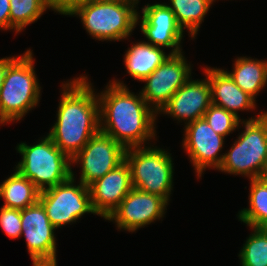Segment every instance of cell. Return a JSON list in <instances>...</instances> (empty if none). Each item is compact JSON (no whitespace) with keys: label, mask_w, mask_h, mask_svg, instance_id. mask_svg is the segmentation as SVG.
Segmentation results:
<instances>
[{"label":"cell","mask_w":267,"mask_h":266,"mask_svg":"<svg viewBox=\"0 0 267 266\" xmlns=\"http://www.w3.org/2000/svg\"><path fill=\"white\" fill-rule=\"evenodd\" d=\"M21 227L33 266H57L56 228L39 200L21 210Z\"/></svg>","instance_id":"9"},{"label":"cell","mask_w":267,"mask_h":266,"mask_svg":"<svg viewBox=\"0 0 267 266\" xmlns=\"http://www.w3.org/2000/svg\"><path fill=\"white\" fill-rule=\"evenodd\" d=\"M16 57H6L0 59V90L3 85L4 76L7 70V66L15 59Z\"/></svg>","instance_id":"29"},{"label":"cell","mask_w":267,"mask_h":266,"mask_svg":"<svg viewBox=\"0 0 267 266\" xmlns=\"http://www.w3.org/2000/svg\"><path fill=\"white\" fill-rule=\"evenodd\" d=\"M171 154L160 148L147 146L128 148L125 160L131 171L132 186L156 194L169 202L173 189V161Z\"/></svg>","instance_id":"6"},{"label":"cell","mask_w":267,"mask_h":266,"mask_svg":"<svg viewBox=\"0 0 267 266\" xmlns=\"http://www.w3.org/2000/svg\"><path fill=\"white\" fill-rule=\"evenodd\" d=\"M241 124L245 130L224 154L219 171L242 174L249 179L261 178L267 165V112L241 120Z\"/></svg>","instance_id":"4"},{"label":"cell","mask_w":267,"mask_h":266,"mask_svg":"<svg viewBox=\"0 0 267 266\" xmlns=\"http://www.w3.org/2000/svg\"><path fill=\"white\" fill-rule=\"evenodd\" d=\"M205 76L209 78L212 104L232 112L236 117L238 110L256 108L255 100L242 91L224 69L204 68Z\"/></svg>","instance_id":"17"},{"label":"cell","mask_w":267,"mask_h":266,"mask_svg":"<svg viewBox=\"0 0 267 266\" xmlns=\"http://www.w3.org/2000/svg\"><path fill=\"white\" fill-rule=\"evenodd\" d=\"M101 2H117V3H125V4H134L138 5L139 0H96Z\"/></svg>","instance_id":"30"},{"label":"cell","mask_w":267,"mask_h":266,"mask_svg":"<svg viewBox=\"0 0 267 266\" xmlns=\"http://www.w3.org/2000/svg\"><path fill=\"white\" fill-rule=\"evenodd\" d=\"M49 8L62 15L71 16L79 7L89 0H46Z\"/></svg>","instance_id":"27"},{"label":"cell","mask_w":267,"mask_h":266,"mask_svg":"<svg viewBox=\"0 0 267 266\" xmlns=\"http://www.w3.org/2000/svg\"><path fill=\"white\" fill-rule=\"evenodd\" d=\"M75 176L65 182L41 191L39 201L46 210L51 224L57 229L76 222L86 213L96 214L91 203L89 186L74 183Z\"/></svg>","instance_id":"8"},{"label":"cell","mask_w":267,"mask_h":266,"mask_svg":"<svg viewBox=\"0 0 267 266\" xmlns=\"http://www.w3.org/2000/svg\"><path fill=\"white\" fill-rule=\"evenodd\" d=\"M126 149L111 136L99 131L71 159L81 165L80 182L89 186L125 160Z\"/></svg>","instance_id":"11"},{"label":"cell","mask_w":267,"mask_h":266,"mask_svg":"<svg viewBox=\"0 0 267 266\" xmlns=\"http://www.w3.org/2000/svg\"><path fill=\"white\" fill-rule=\"evenodd\" d=\"M169 56L161 47L140 41L128 48L124 55V64L127 73L142 82Z\"/></svg>","instance_id":"18"},{"label":"cell","mask_w":267,"mask_h":266,"mask_svg":"<svg viewBox=\"0 0 267 266\" xmlns=\"http://www.w3.org/2000/svg\"><path fill=\"white\" fill-rule=\"evenodd\" d=\"M244 246L240 250L239 258L242 266H267V235L259 228L253 227Z\"/></svg>","instance_id":"24"},{"label":"cell","mask_w":267,"mask_h":266,"mask_svg":"<svg viewBox=\"0 0 267 266\" xmlns=\"http://www.w3.org/2000/svg\"><path fill=\"white\" fill-rule=\"evenodd\" d=\"M191 76V65L183 53L170 54L143 82L141 96L147 104L158 114L168 103L174 93L183 86ZM153 106H152V105Z\"/></svg>","instance_id":"10"},{"label":"cell","mask_w":267,"mask_h":266,"mask_svg":"<svg viewBox=\"0 0 267 266\" xmlns=\"http://www.w3.org/2000/svg\"><path fill=\"white\" fill-rule=\"evenodd\" d=\"M213 2L214 0H170V5L167 6L174 13L182 30L186 28L191 37L195 38Z\"/></svg>","instance_id":"21"},{"label":"cell","mask_w":267,"mask_h":266,"mask_svg":"<svg viewBox=\"0 0 267 266\" xmlns=\"http://www.w3.org/2000/svg\"><path fill=\"white\" fill-rule=\"evenodd\" d=\"M137 5L89 0L71 16L81 17L86 31L99 41H120L131 35L137 25Z\"/></svg>","instance_id":"7"},{"label":"cell","mask_w":267,"mask_h":266,"mask_svg":"<svg viewBox=\"0 0 267 266\" xmlns=\"http://www.w3.org/2000/svg\"><path fill=\"white\" fill-rule=\"evenodd\" d=\"M16 149L22 160L15 169L28 178L40 192L71 177V159L48 135L32 146L22 142Z\"/></svg>","instance_id":"5"},{"label":"cell","mask_w":267,"mask_h":266,"mask_svg":"<svg viewBox=\"0 0 267 266\" xmlns=\"http://www.w3.org/2000/svg\"><path fill=\"white\" fill-rule=\"evenodd\" d=\"M40 191L18 170L0 184V197L5 203L2 207L23 210L39 200Z\"/></svg>","instance_id":"20"},{"label":"cell","mask_w":267,"mask_h":266,"mask_svg":"<svg viewBox=\"0 0 267 266\" xmlns=\"http://www.w3.org/2000/svg\"><path fill=\"white\" fill-rule=\"evenodd\" d=\"M0 227L10 239L20 238L22 234L21 210L1 207Z\"/></svg>","instance_id":"26"},{"label":"cell","mask_w":267,"mask_h":266,"mask_svg":"<svg viewBox=\"0 0 267 266\" xmlns=\"http://www.w3.org/2000/svg\"><path fill=\"white\" fill-rule=\"evenodd\" d=\"M33 61L29 48L7 66L0 90V124L21 120L39 103L41 87Z\"/></svg>","instance_id":"3"},{"label":"cell","mask_w":267,"mask_h":266,"mask_svg":"<svg viewBox=\"0 0 267 266\" xmlns=\"http://www.w3.org/2000/svg\"><path fill=\"white\" fill-rule=\"evenodd\" d=\"M10 29L21 32L27 25L37 21L50 9L46 0H9Z\"/></svg>","instance_id":"23"},{"label":"cell","mask_w":267,"mask_h":266,"mask_svg":"<svg viewBox=\"0 0 267 266\" xmlns=\"http://www.w3.org/2000/svg\"><path fill=\"white\" fill-rule=\"evenodd\" d=\"M166 205L163 197L133 187L106 220L115 221L120 230L134 232L162 218Z\"/></svg>","instance_id":"12"},{"label":"cell","mask_w":267,"mask_h":266,"mask_svg":"<svg viewBox=\"0 0 267 266\" xmlns=\"http://www.w3.org/2000/svg\"><path fill=\"white\" fill-rule=\"evenodd\" d=\"M10 1L0 0V28L10 30Z\"/></svg>","instance_id":"28"},{"label":"cell","mask_w":267,"mask_h":266,"mask_svg":"<svg viewBox=\"0 0 267 266\" xmlns=\"http://www.w3.org/2000/svg\"><path fill=\"white\" fill-rule=\"evenodd\" d=\"M233 72H227L234 83L254 100L267 84V61L247 57L235 60Z\"/></svg>","instance_id":"19"},{"label":"cell","mask_w":267,"mask_h":266,"mask_svg":"<svg viewBox=\"0 0 267 266\" xmlns=\"http://www.w3.org/2000/svg\"><path fill=\"white\" fill-rule=\"evenodd\" d=\"M212 104L209 78L202 81L191 78L181 86L161 109L176 120L186 121L185 124L203 118Z\"/></svg>","instance_id":"16"},{"label":"cell","mask_w":267,"mask_h":266,"mask_svg":"<svg viewBox=\"0 0 267 266\" xmlns=\"http://www.w3.org/2000/svg\"><path fill=\"white\" fill-rule=\"evenodd\" d=\"M185 125L182 145L188 153L197 176L200 178L207 167L218 170L224 158V155L219 156V153L223 148L225 137L215 133L204 118Z\"/></svg>","instance_id":"13"},{"label":"cell","mask_w":267,"mask_h":266,"mask_svg":"<svg viewBox=\"0 0 267 266\" xmlns=\"http://www.w3.org/2000/svg\"><path fill=\"white\" fill-rule=\"evenodd\" d=\"M141 31L146 36L149 44L157 47L172 48L170 54L182 52L181 40L183 30L178 25L172 10L166 3H149L142 8Z\"/></svg>","instance_id":"14"},{"label":"cell","mask_w":267,"mask_h":266,"mask_svg":"<svg viewBox=\"0 0 267 266\" xmlns=\"http://www.w3.org/2000/svg\"><path fill=\"white\" fill-rule=\"evenodd\" d=\"M203 118L215 133L223 137L229 135L232 131H235L242 120L236 117L232 112L214 104H211L206 110Z\"/></svg>","instance_id":"25"},{"label":"cell","mask_w":267,"mask_h":266,"mask_svg":"<svg viewBox=\"0 0 267 266\" xmlns=\"http://www.w3.org/2000/svg\"><path fill=\"white\" fill-rule=\"evenodd\" d=\"M87 76H80L62 86L57 120L48 136L70 159L100 131L98 94Z\"/></svg>","instance_id":"2"},{"label":"cell","mask_w":267,"mask_h":266,"mask_svg":"<svg viewBox=\"0 0 267 266\" xmlns=\"http://www.w3.org/2000/svg\"><path fill=\"white\" fill-rule=\"evenodd\" d=\"M264 234L267 235V220H265L259 227H258Z\"/></svg>","instance_id":"31"},{"label":"cell","mask_w":267,"mask_h":266,"mask_svg":"<svg viewBox=\"0 0 267 266\" xmlns=\"http://www.w3.org/2000/svg\"><path fill=\"white\" fill-rule=\"evenodd\" d=\"M132 188L130 167L124 160L116 168L89 185L95 213L107 219Z\"/></svg>","instance_id":"15"},{"label":"cell","mask_w":267,"mask_h":266,"mask_svg":"<svg viewBox=\"0 0 267 266\" xmlns=\"http://www.w3.org/2000/svg\"><path fill=\"white\" fill-rule=\"evenodd\" d=\"M263 177L267 179V165H266L265 173H264Z\"/></svg>","instance_id":"32"},{"label":"cell","mask_w":267,"mask_h":266,"mask_svg":"<svg viewBox=\"0 0 267 266\" xmlns=\"http://www.w3.org/2000/svg\"><path fill=\"white\" fill-rule=\"evenodd\" d=\"M112 82V83H111ZM98 95L100 131L111 136L125 149L144 146L154 139L157 113L141 93L134 95L120 81H111Z\"/></svg>","instance_id":"1"},{"label":"cell","mask_w":267,"mask_h":266,"mask_svg":"<svg viewBox=\"0 0 267 266\" xmlns=\"http://www.w3.org/2000/svg\"><path fill=\"white\" fill-rule=\"evenodd\" d=\"M249 208L239 211V221L250 228H258L267 220V179H250Z\"/></svg>","instance_id":"22"}]
</instances>
